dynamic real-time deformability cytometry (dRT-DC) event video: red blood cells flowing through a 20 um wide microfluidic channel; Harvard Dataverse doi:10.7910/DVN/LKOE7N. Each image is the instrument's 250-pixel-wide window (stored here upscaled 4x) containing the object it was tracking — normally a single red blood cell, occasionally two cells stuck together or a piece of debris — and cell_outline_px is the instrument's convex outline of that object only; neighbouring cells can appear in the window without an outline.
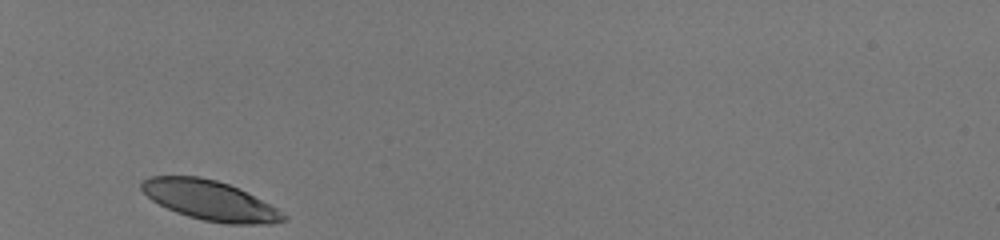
{"species": "human", "species_latin": "Homo sapiens", "temperature_condition": "room temperature", "stored_images_in_passage": 29, "camera_frame_rate_fps": 3000, "um_per_image_px": 0.085, "donor": {"sex": "male"}, "frame": {"image": 1, "passage_image": 1, "time_ms": 0.0, "image_size_px": [1000, 240], "cell_outline_px": [[288, 220], [272, 224], [224, 224], [204, 220], [188, 216], [176, 212], [152, 200], [140, 188], [140, 184], [144, 180], [152, 176], [200, 176], [216, 180], [228, 184], [276, 208], [288, 216]], "centroid_in_image_um": [17.85, 17.05], "position_along_channel_um": 67.1, "area_um2": 32.43}}
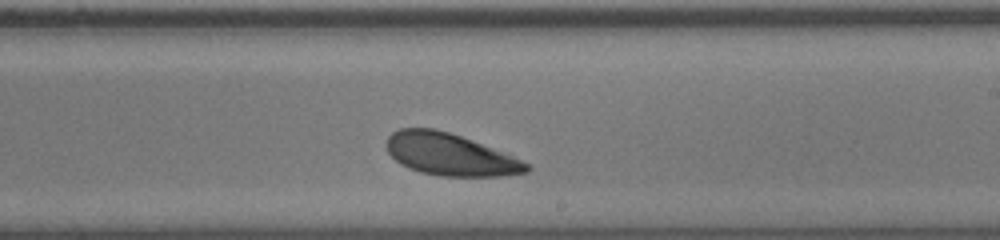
{"frame": {"image": 2, "passage_image": 17, "time_ms": 5.333, "image_size_px": [1000, 240], "cell_outline_px": [[532, 168], [528, 172], [500, 176], [440, 176], [420, 172], [408, 168], [400, 164], [388, 152], [384, 144], [388, 136], [392, 132], [400, 128], [432, 128], [448, 132], [472, 140], [532, 164]], "centroid_in_image_um": [38.23, 13.14], "position_along_channel_um": 250.8, "area_um2": 34.33}}
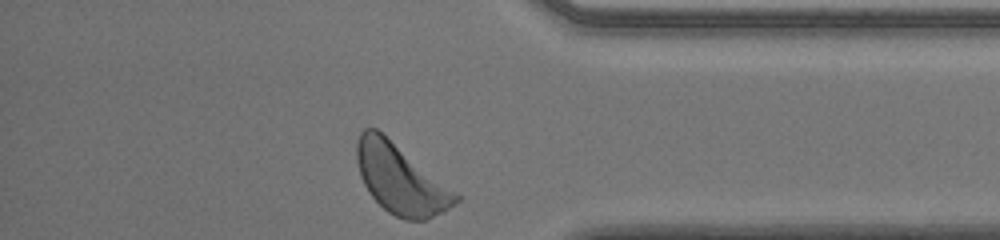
{"frame": {"image": 3, "passage_image": 29, "time_ms": 9.333, "image_size_px": [1000, 240], "cell_outline_px": [[460, 200], [444, 212], [428, 220], [404, 220], [388, 212], [368, 192], [360, 176], [356, 160], [356, 140], [360, 132], [364, 128], [376, 128], [456, 192], [460, 196]], "centroid_in_image_um": [34.03, 15.24], "position_along_channel_um": 401.2, "area_um2": 39.71}, "authors_computed_cell_mechanics": {"area_um2": 34.68, "velocity_mm_per_s": 3.892, "shape_relaxation_time_tau1_ms": 2.0045, "shape_relaxation_time_tau2_ms": null, "deformation_change_tau1": 0.1252, "deformation_change_tau2": null}}